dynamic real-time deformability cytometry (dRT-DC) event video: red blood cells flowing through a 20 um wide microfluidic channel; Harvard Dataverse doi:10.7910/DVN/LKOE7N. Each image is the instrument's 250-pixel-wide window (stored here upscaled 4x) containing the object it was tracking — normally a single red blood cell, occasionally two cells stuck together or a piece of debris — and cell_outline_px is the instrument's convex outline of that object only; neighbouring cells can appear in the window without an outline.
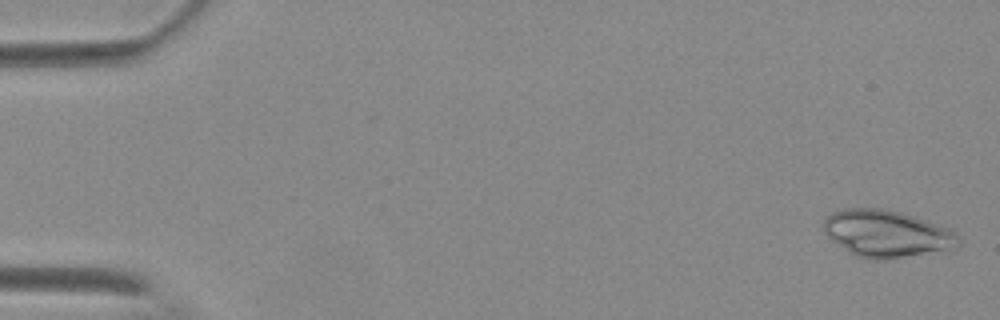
{"species": "Egyptian fruit bat (a non-hibernating species)", "species_latin": "Rousettus aegyptiacus", "temperature_condition": "warm", "stored_images_in_passage": 6, "camera_frame_rate_fps": 3000, "um_per_image_px": 0.085, "animal": {"sex": "female"}, "frame": {"image": 1, "passage_image": 1, "time_ms": 0.0, "image_size_px": [1000, 320], "cell_outline_px": [[960, 244], [956, 248], [948, 252], [880, 260], [876, 260], [856, 256], [832, 240], [824, 232], [824, 220], [832, 212], [844, 208], [880, 208], [900, 212], [948, 228], [956, 232], [960, 240]], "centroid_in_image_um": [75.43, 19.89], "position_along_channel_um": 9.6, "area_um2": 37.22}}